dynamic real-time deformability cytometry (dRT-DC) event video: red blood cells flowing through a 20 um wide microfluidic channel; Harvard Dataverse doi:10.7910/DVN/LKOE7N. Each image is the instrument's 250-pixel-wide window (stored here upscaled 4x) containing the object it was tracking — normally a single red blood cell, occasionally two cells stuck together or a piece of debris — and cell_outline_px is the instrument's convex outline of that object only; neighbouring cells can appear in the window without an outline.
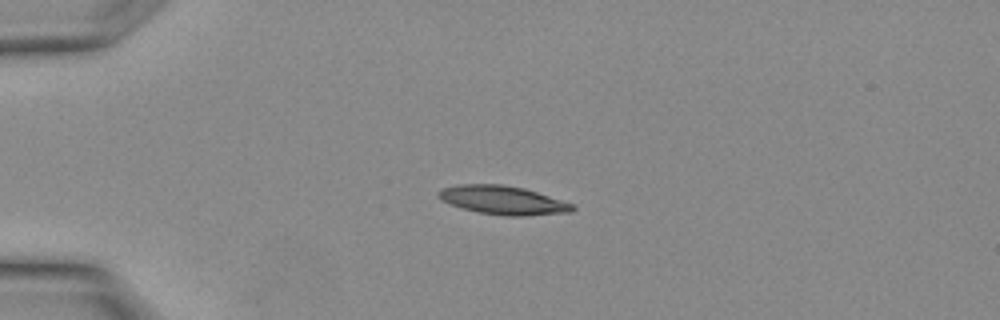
{"species": "Egyptian fruit bat (a non-hibernating species)", "species_latin": "Rousettus aegyptiacus", "temperature_condition": "warm", "stored_images_in_passage": 6, "camera_frame_rate_fps": 3000, "um_per_image_px": 0.085, "animal": {"sex": "female"}, "frame": {"image": 1, "passage_image": 2, "time_ms": 0.333, "image_size_px": [1000, 320], "cell_outline_px": [[576, 208], [572, 212], [524, 216], [508, 216], [480, 212], [464, 208], [440, 200], [436, 196], [436, 192], [440, 188], [456, 184], [500, 184], [524, 188], [572, 204]], "centroid_in_image_um": [42.69, 17.0], "position_along_channel_um": 42.3, "area_um2": 22.25}}
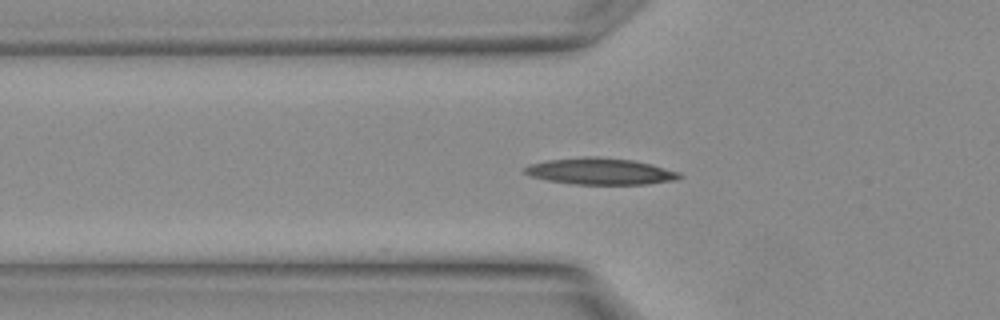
{"frame": {"image": 2, "passage_image": 5, "time_ms": 1.333, "image_size_px": [1000, 320], "cell_outline_px": [[684, 176], [676, 180], [648, 184], [572, 184], [548, 180], [532, 176], [524, 172], [524, 168], [532, 164], [548, 160], [584, 156], [600, 156], [632, 160], [652, 164], [680, 172]], "centroid_in_image_um": [51.09, 14.56], "position_along_channel_um": 74.7, "area_um2": 23.93}}